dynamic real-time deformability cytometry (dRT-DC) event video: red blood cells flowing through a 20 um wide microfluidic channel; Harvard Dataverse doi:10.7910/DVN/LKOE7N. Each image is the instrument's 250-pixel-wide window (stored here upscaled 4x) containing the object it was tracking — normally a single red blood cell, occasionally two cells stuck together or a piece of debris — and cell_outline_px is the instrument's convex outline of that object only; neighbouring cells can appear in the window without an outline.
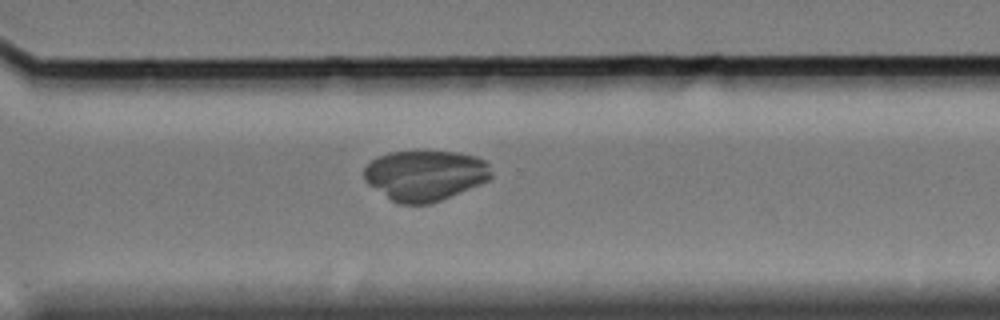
{"species": "Egyptian fruit bat (a non-hibernating species)", "species_latin": "Rousettus aegyptiacus", "temperature_condition": "cold", "stored_images_in_passage": 59, "camera_frame_rate_fps": 3000, "um_per_image_px": 0.085, "animal": {"sex": "female"}, "frame": {"image": 1, "passage_image": 43, "time_ms": 14.0, "image_size_px": [1000, 320], "cell_outline_px": [[492, 176], [488, 180], [480, 184], [440, 200], [428, 204], [396, 204], [368, 184], [364, 180], [364, 168], [376, 156], [388, 152], [460, 152], [476, 156], [484, 160], [488, 164], [492, 172]], "centroid_in_image_um": [36.11, 14.91], "position_along_channel_um": 334.5, "area_um2": 37.4}}